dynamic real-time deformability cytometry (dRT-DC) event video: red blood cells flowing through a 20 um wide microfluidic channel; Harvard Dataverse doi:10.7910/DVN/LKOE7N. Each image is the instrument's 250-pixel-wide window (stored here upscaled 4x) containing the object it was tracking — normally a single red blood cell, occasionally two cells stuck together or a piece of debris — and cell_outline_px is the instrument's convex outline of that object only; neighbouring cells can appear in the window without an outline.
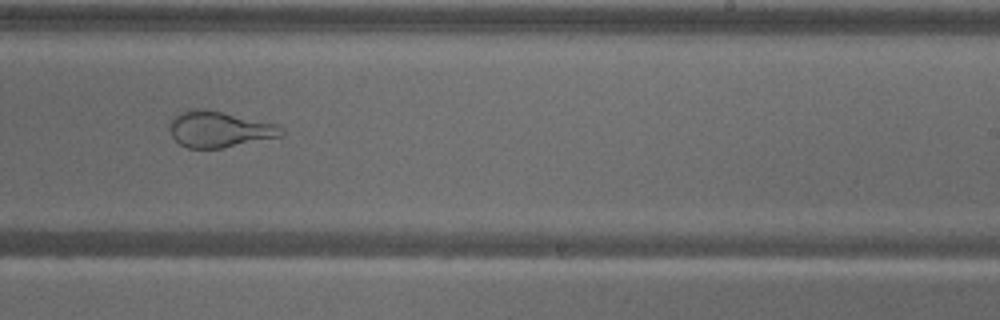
{"species": "common noctule bat (a hibernating species)", "species_latin": "Nyctalus noctula", "temperature_condition": "warm", "stored_images_in_passage": 58, "camera_frame_rate_fps": 3000, "um_per_image_px": 0.085, "animal": {"sex": "male", "body_mass_g": 18.8}, "frame": {"image": 1, "passage_image": 36, "time_ms": 11.667, "image_size_px": [1000, 320], "cell_outline_px": [[284, 132], [280, 136], [220, 148], [188, 148], [180, 144], [172, 136], [168, 128], [168, 124], [180, 112], [196, 108], [204, 108], [276, 124], [284, 128]], "centroid_in_image_um": [18.6, 10.98], "position_along_channel_um": 270.4, "area_um2": 23.18}}
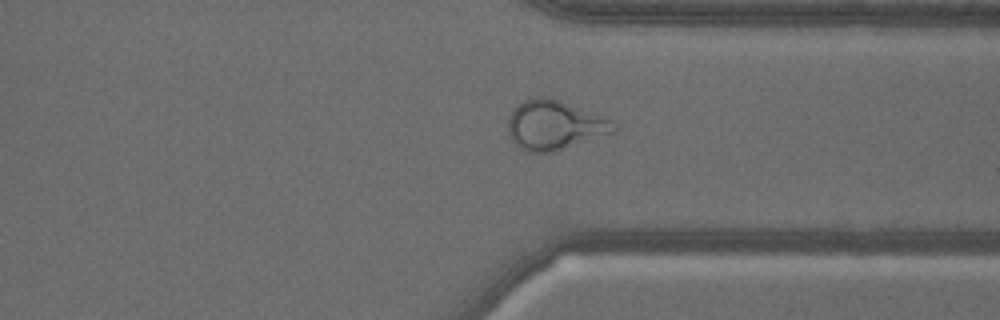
{"frame": {"image": 2, "passage_image": 44, "time_ms": 14.333, "image_size_px": [1000, 320], "cell_outline_px": [[616, 132], [552, 152], [528, 152], [516, 148], [508, 132], [508, 116], [512, 108], [516, 104], [532, 96], [544, 96], [616, 120]], "centroid_in_image_um": [47.11, 10.64], "position_along_channel_um": 364.3, "area_um2": 30.75}}
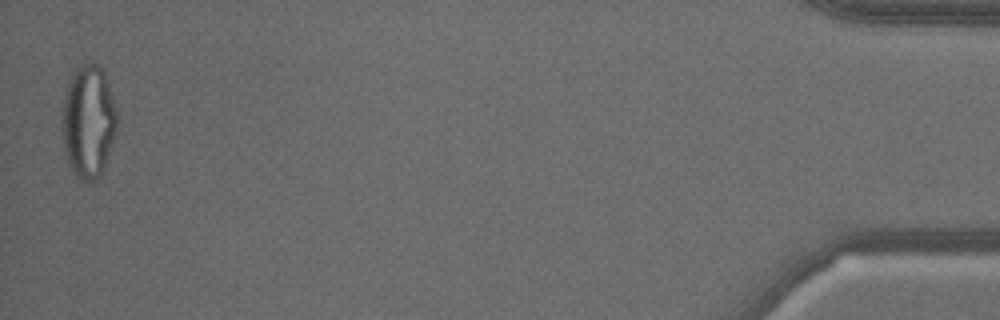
{"frame": {"image": 3, "passage_image": 57, "time_ms": 18.667, "image_size_px": [1000, 320], "cell_outline_px": [[116, 132], [104, 168], [100, 176], [96, 180], [88, 184], [84, 184], [76, 180], [68, 164], [64, 148], [64, 96], [68, 80], [76, 68], [80, 64], [92, 60], [100, 64], [104, 68], [116, 108]], "centroid_in_image_um": [7.53, 10.33], "position_along_channel_um": 427.7, "area_um2": 36.7}}